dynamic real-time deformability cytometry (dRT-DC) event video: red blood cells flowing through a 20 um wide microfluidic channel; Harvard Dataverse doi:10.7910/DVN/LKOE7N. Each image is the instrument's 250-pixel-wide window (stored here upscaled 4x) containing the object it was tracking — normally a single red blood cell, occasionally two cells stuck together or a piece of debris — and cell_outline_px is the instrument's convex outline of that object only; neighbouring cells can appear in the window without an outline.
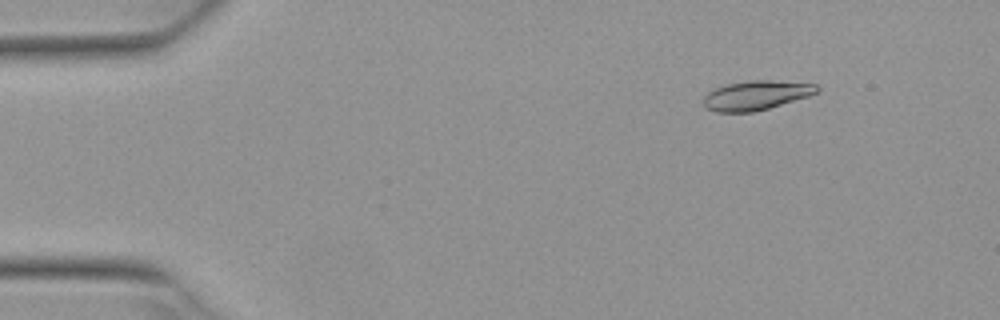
{"species": "Egyptian fruit bat (a non-hibernating species)", "species_latin": "Rousettus aegyptiacus", "temperature_condition": "warm", "stored_images_in_passage": 3, "camera_frame_rate_fps": 3000, "um_per_image_px": 0.085, "animal": {"sex": "female"}, "frame": {"image": 1, "passage_image": 1, "time_ms": 0.0, "image_size_px": [1000, 320], "cell_outline_px": [[820, 88], [816, 92], [808, 96], [768, 108], [752, 112], [716, 112], [708, 108], [704, 104], [704, 96], [708, 92], [716, 88], [728, 84], [748, 80], [772, 80], [816, 84]], "centroid_in_image_um": [64.27, 8.09], "position_along_channel_um": 20.7, "area_um2": 19.13}}